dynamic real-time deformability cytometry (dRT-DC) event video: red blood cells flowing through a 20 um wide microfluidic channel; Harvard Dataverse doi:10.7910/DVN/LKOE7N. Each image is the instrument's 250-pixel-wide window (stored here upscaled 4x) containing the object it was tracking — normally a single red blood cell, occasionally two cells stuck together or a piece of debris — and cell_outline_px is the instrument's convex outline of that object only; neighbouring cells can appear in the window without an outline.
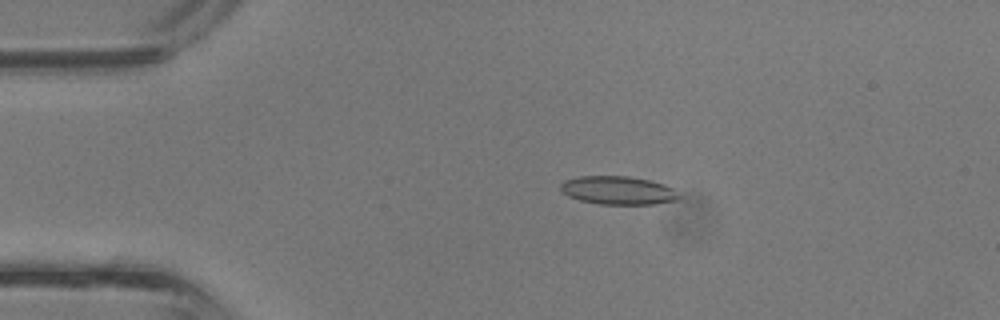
{"species": "common noctule bat (a hibernating species)", "species_latin": "Nyctalus noctula", "temperature_condition": "room temperature", "stored_images_in_passage": 38, "camera_frame_rate_fps": 3000, "um_per_image_px": 0.085, "animal": {"sex": "male", "body_mass_g": 13.3}, "frame": {"image": 1, "passage_image": 8, "time_ms": 2.333, "image_size_px": [1000, 320], "cell_outline_px": [[684, 200], [656, 204], [600, 204], [580, 200], [568, 196], [560, 188], [560, 184], [564, 180], [580, 176], [628, 176], [648, 180], [664, 184], [672, 188], [684, 196]], "centroid_in_image_um": [52.62, 16.19], "position_along_channel_um": 32.4, "area_um2": 19.83}}
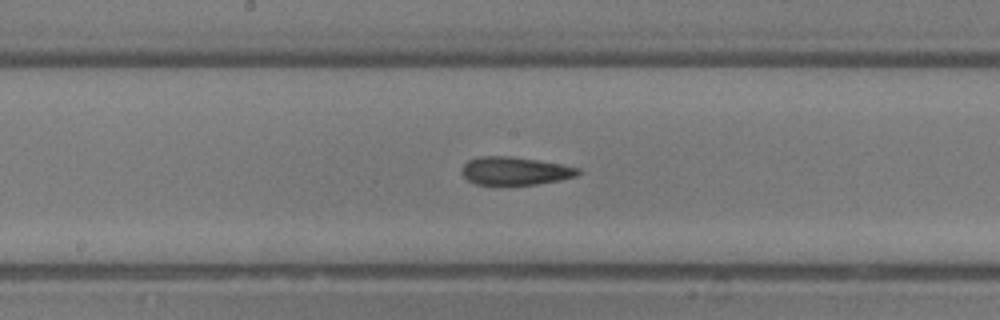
{"frame": {"image": 2, "passage_image": 20, "time_ms": 6.333, "image_size_px": [1000, 320], "cell_outline_px": [[580, 172], [576, 176], [560, 180], [536, 184], [476, 184], [468, 180], [460, 172], [464, 164], [468, 160], [480, 156], [512, 156], [560, 164], [580, 168]], "centroid_in_image_um": [43.76, 14.52], "position_along_channel_um": 204.4, "area_um2": 18.84}}
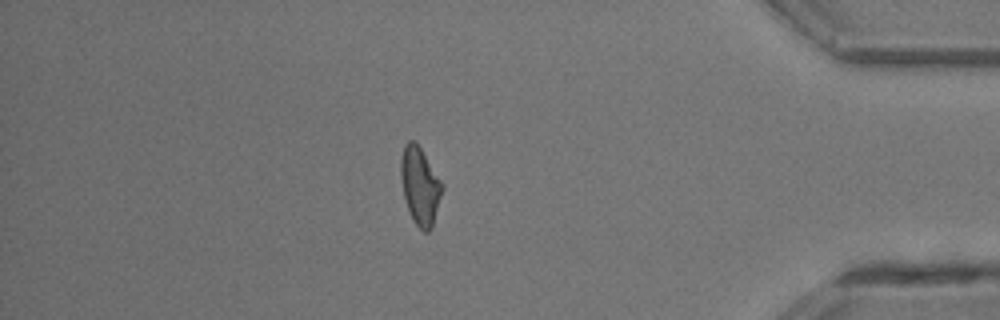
{"frame": {"image": 3, "passage_image": 33, "time_ms": 10.667, "image_size_px": [1000, 320], "cell_outline_px": [[444, 188], [432, 228], [428, 232], [424, 232], [412, 220], [404, 200], [400, 176], [400, 160], [404, 144], [408, 140], [416, 140], [444, 184]], "centroid_in_image_um": [35.7, 15.78], "position_along_channel_um": 399.5, "area_um2": 19.19}}